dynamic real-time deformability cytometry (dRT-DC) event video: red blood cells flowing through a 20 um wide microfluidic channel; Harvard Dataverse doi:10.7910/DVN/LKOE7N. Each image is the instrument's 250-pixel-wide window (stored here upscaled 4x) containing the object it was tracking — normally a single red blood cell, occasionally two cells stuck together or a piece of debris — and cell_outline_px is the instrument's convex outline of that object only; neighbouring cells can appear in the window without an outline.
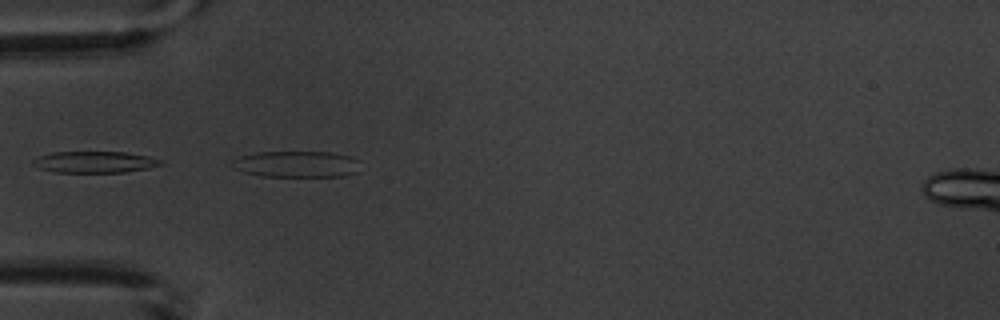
{"species": "common noctule bat (a hibernating species)", "species_latin": "Nyctalus noctula", "temperature_condition": "warm", "stored_images_in_passage": 10, "camera_frame_rate_fps": 3000, "um_per_image_px": 0.085, "animal": {"sex": "male", "body_mass_g": 20.1, "forearm_length_mm": 53.5}, "frame": {"image": 1, "passage_image": 5, "time_ms": 4.667, "image_size_px": [1000, 320], "cell_outline_px": [[360, 172], [344, 176], [260, 176], [244, 172], [232, 168], [232, 160], [236, 156], [256, 152], [332, 152], [352, 156], [360, 160]], "centroid_in_image_um": [25.24, 13.95], "position_along_channel_um": 59.8, "area_um2": 20.11}}
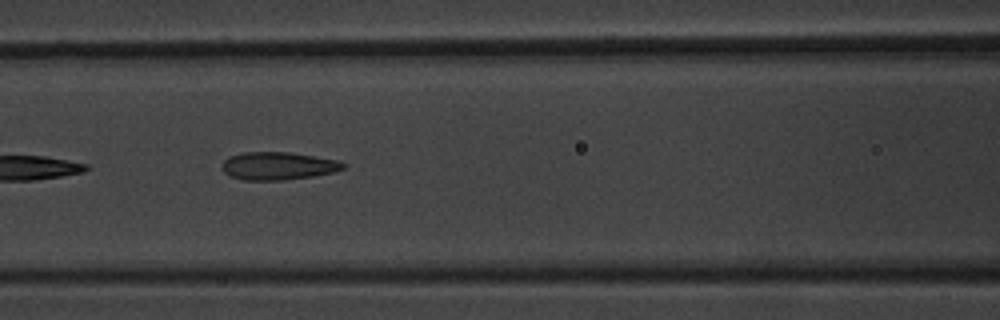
{"frame": {"image": 2, "passage_image": 7, "time_ms": 7.0, "image_size_px": [1000, 320], "cell_outline_px": [[348, 164], [344, 168], [332, 172], [312, 176], [284, 180], [244, 180], [232, 176], [224, 172], [224, 160], [228, 156], [244, 152], [288, 152], [340, 160]], "centroid_in_image_um": [23.68, 14.09], "position_along_channel_um": 142.9, "area_um2": 19.54}}
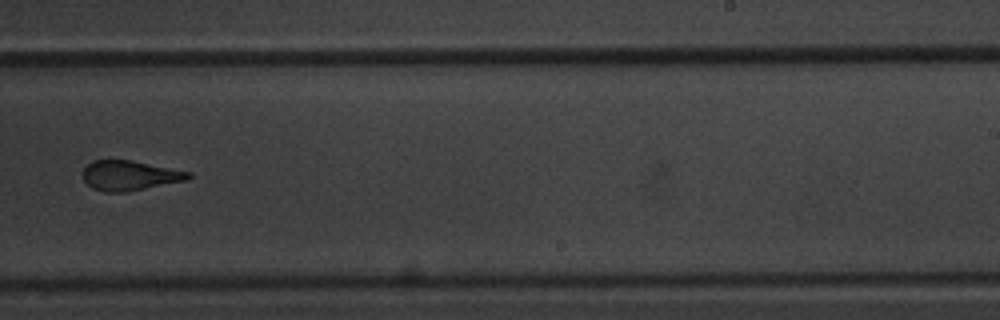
{"frame": {"image": 3, "passage_image": 10, "time_ms": 10.667, "image_size_px": [1000, 320], "cell_outline_px": [[192, 176], [188, 180], [128, 192], [104, 192], [92, 188], [84, 180], [84, 168], [92, 160], [132, 160], [192, 172]], "centroid_in_image_um": [11.06, 14.92], "position_along_channel_um": 277.9, "area_um2": 18.5}}